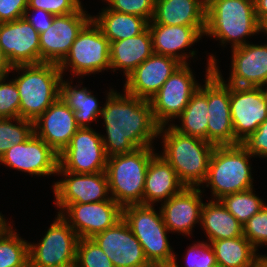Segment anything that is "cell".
Segmentation results:
<instances>
[{"mask_svg":"<svg viewBox=\"0 0 267 267\" xmlns=\"http://www.w3.org/2000/svg\"><path fill=\"white\" fill-rule=\"evenodd\" d=\"M232 71L228 85L261 87L267 82V44L249 42L232 50Z\"/></svg>","mask_w":267,"mask_h":267,"instance_id":"22","label":"cell"},{"mask_svg":"<svg viewBox=\"0 0 267 267\" xmlns=\"http://www.w3.org/2000/svg\"><path fill=\"white\" fill-rule=\"evenodd\" d=\"M243 236L257 249L259 245H267V205L255 213L243 225Z\"/></svg>","mask_w":267,"mask_h":267,"instance_id":"37","label":"cell"},{"mask_svg":"<svg viewBox=\"0 0 267 267\" xmlns=\"http://www.w3.org/2000/svg\"><path fill=\"white\" fill-rule=\"evenodd\" d=\"M12 68V64L9 62L0 45V78L7 77L9 72L12 71Z\"/></svg>","mask_w":267,"mask_h":267,"instance_id":"45","label":"cell"},{"mask_svg":"<svg viewBox=\"0 0 267 267\" xmlns=\"http://www.w3.org/2000/svg\"><path fill=\"white\" fill-rule=\"evenodd\" d=\"M188 65L181 64L150 99L154 119L160 127L178 118L199 89Z\"/></svg>","mask_w":267,"mask_h":267,"instance_id":"10","label":"cell"},{"mask_svg":"<svg viewBox=\"0 0 267 267\" xmlns=\"http://www.w3.org/2000/svg\"><path fill=\"white\" fill-rule=\"evenodd\" d=\"M108 9L120 13L137 15L145 18L148 22L154 15L155 0H106Z\"/></svg>","mask_w":267,"mask_h":267,"instance_id":"39","label":"cell"},{"mask_svg":"<svg viewBox=\"0 0 267 267\" xmlns=\"http://www.w3.org/2000/svg\"><path fill=\"white\" fill-rule=\"evenodd\" d=\"M213 267H222L221 265H218V264H216L215 266H213Z\"/></svg>","mask_w":267,"mask_h":267,"instance_id":"54","label":"cell"},{"mask_svg":"<svg viewBox=\"0 0 267 267\" xmlns=\"http://www.w3.org/2000/svg\"><path fill=\"white\" fill-rule=\"evenodd\" d=\"M153 146L108 157L105 173L111 198L122 208L143 205L145 176L150 159L155 155Z\"/></svg>","mask_w":267,"mask_h":267,"instance_id":"5","label":"cell"},{"mask_svg":"<svg viewBox=\"0 0 267 267\" xmlns=\"http://www.w3.org/2000/svg\"><path fill=\"white\" fill-rule=\"evenodd\" d=\"M58 66L62 74L71 66L75 76L110 69V42L93 20L81 30Z\"/></svg>","mask_w":267,"mask_h":267,"instance_id":"8","label":"cell"},{"mask_svg":"<svg viewBox=\"0 0 267 267\" xmlns=\"http://www.w3.org/2000/svg\"><path fill=\"white\" fill-rule=\"evenodd\" d=\"M66 179L54 183L55 204L62 211L68 204L94 203L109 200V185L105 171L92 174H79L57 171Z\"/></svg>","mask_w":267,"mask_h":267,"instance_id":"16","label":"cell"},{"mask_svg":"<svg viewBox=\"0 0 267 267\" xmlns=\"http://www.w3.org/2000/svg\"><path fill=\"white\" fill-rule=\"evenodd\" d=\"M81 6L80 0H28V8L42 9L55 16L74 13Z\"/></svg>","mask_w":267,"mask_h":267,"instance_id":"41","label":"cell"},{"mask_svg":"<svg viewBox=\"0 0 267 267\" xmlns=\"http://www.w3.org/2000/svg\"><path fill=\"white\" fill-rule=\"evenodd\" d=\"M107 154L101 135L91 127L79 128L59 154L57 171L92 174L105 171Z\"/></svg>","mask_w":267,"mask_h":267,"instance_id":"11","label":"cell"},{"mask_svg":"<svg viewBox=\"0 0 267 267\" xmlns=\"http://www.w3.org/2000/svg\"><path fill=\"white\" fill-rule=\"evenodd\" d=\"M4 216L0 213V221H5L6 219L3 218Z\"/></svg>","mask_w":267,"mask_h":267,"instance_id":"53","label":"cell"},{"mask_svg":"<svg viewBox=\"0 0 267 267\" xmlns=\"http://www.w3.org/2000/svg\"><path fill=\"white\" fill-rule=\"evenodd\" d=\"M122 218L140 242L148 262L153 267H170L175 253L169 245L167 229L161 211L153 205H127L122 208Z\"/></svg>","mask_w":267,"mask_h":267,"instance_id":"7","label":"cell"},{"mask_svg":"<svg viewBox=\"0 0 267 267\" xmlns=\"http://www.w3.org/2000/svg\"><path fill=\"white\" fill-rule=\"evenodd\" d=\"M254 0H212L206 6L204 35L232 42V49L247 44L244 37L260 32Z\"/></svg>","mask_w":267,"mask_h":267,"instance_id":"3","label":"cell"},{"mask_svg":"<svg viewBox=\"0 0 267 267\" xmlns=\"http://www.w3.org/2000/svg\"><path fill=\"white\" fill-rule=\"evenodd\" d=\"M124 93L110 89L100 114L107 133L101 136L107 157L152 146L159 134L150 100Z\"/></svg>","mask_w":267,"mask_h":267,"instance_id":"1","label":"cell"},{"mask_svg":"<svg viewBox=\"0 0 267 267\" xmlns=\"http://www.w3.org/2000/svg\"><path fill=\"white\" fill-rule=\"evenodd\" d=\"M187 264L184 267H213L216 263V257L211 244L199 242L189 247L186 255ZM177 258L174 260L170 267H179Z\"/></svg>","mask_w":267,"mask_h":267,"instance_id":"40","label":"cell"},{"mask_svg":"<svg viewBox=\"0 0 267 267\" xmlns=\"http://www.w3.org/2000/svg\"><path fill=\"white\" fill-rule=\"evenodd\" d=\"M79 237L60 214L40 243H29V267H60L76 260Z\"/></svg>","mask_w":267,"mask_h":267,"instance_id":"9","label":"cell"},{"mask_svg":"<svg viewBox=\"0 0 267 267\" xmlns=\"http://www.w3.org/2000/svg\"><path fill=\"white\" fill-rule=\"evenodd\" d=\"M251 155L240 143L215 146L204 183L211 185L216 200L223 196L253 188L249 158Z\"/></svg>","mask_w":267,"mask_h":267,"instance_id":"6","label":"cell"},{"mask_svg":"<svg viewBox=\"0 0 267 267\" xmlns=\"http://www.w3.org/2000/svg\"><path fill=\"white\" fill-rule=\"evenodd\" d=\"M31 10H33V15L29 16V12ZM34 12H36V13L34 14ZM23 17L40 34L44 31H46L52 25L55 15H53V14H51L45 10H42V9L27 8L26 11L24 12Z\"/></svg>","mask_w":267,"mask_h":267,"instance_id":"44","label":"cell"},{"mask_svg":"<svg viewBox=\"0 0 267 267\" xmlns=\"http://www.w3.org/2000/svg\"><path fill=\"white\" fill-rule=\"evenodd\" d=\"M0 78V118L19 117L20 94L14 80Z\"/></svg>","mask_w":267,"mask_h":267,"instance_id":"38","label":"cell"},{"mask_svg":"<svg viewBox=\"0 0 267 267\" xmlns=\"http://www.w3.org/2000/svg\"><path fill=\"white\" fill-rule=\"evenodd\" d=\"M219 200L242 225L265 205V202L253 193V188L225 195Z\"/></svg>","mask_w":267,"mask_h":267,"instance_id":"34","label":"cell"},{"mask_svg":"<svg viewBox=\"0 0 267 267\" xmlns=\"http://www.w3.org/2000/svg\"><path fill=\"white\" fill-rule=\"evenodd\" d=\"M230 112L237 145L267 119V102L261 88L230 85Z\"/></svg>","mask_w":267,"mask_h":267,"instance_id":"15","label":"cell"},{"mask_svg":"<svg viewBox=\"0 0 267 267\" xmlns=\"http://www.w3.org/2000/svg\"><path fill=\"white\" fill-rule=\"evenodd\" d=\"M0 267H29V243L8 223L0 230Z\"/></svg>","mask_w":267,"mask_h":267,"instance_id":"33","label":"cell"},{"mask_svg":"<svg viewBox=\"0 0 267 267\" xmlns=\"http://www.w3.org/2000/svg\"><path fill=\"white\" fill-rule=\"evenodd\" d=\"M256 267H267V258H264Z\"/></svg>","mask_w":267,"mask_h":267,"instance_id":"50","label":"cell"},{"mask_svg":"<svg viewBox=\"0 0 267 267\" xmlns=\"http://www.w3.org/2000/svg\"><path fill=\"white\" fill-rule=\"evenodd\" d=\"M1 164L31 175L57 174L59 154L34 133L23 143L12 145L1 157Z\"/></svg>","mask_w":267,"mask_h":267,"instance_id":"17","label":"cell"},{"mask_svg":"<svg viewBox=\"0 0 267 267\" xmlns=\"http://www.w3.org/2000/svg\"><path fill=\"white\" fill-rule=\"evenodd\" d=\"M209 56L204 86H199V89L191 96L189 103L179 116L182 125L171 124L181 134L198 137L206 141L208 125V75L213 71V65L217 61L213 55Z\"/></svg>","mask_w":267,"mask_h":267,"instance_id":"27","label":"cell"},{"mask_svg":"<svg viewBox=\"0 0 267 267\" xmlns=\"http://www.w3.org/2000/svg\"><path fill=\"white\" fill-rule=\"evenodd\" d=\"M212 0H204L205 6H207Z\"/></svg>","mask_w":267,"mask_h":267,"instance_id":"52","label":"cell"},{"mask_svg":"<svg viewBox=\"0 0 267 267\" xmlns=\"http://www.w3.org/2000/svg\"><path fill=\"white\" fill-rule=\"evenodd\" d=\"M91 20L92 16L86 14L82 6L74 13L55 16L52 25L39 34L40 63L59 64Z\"/></svg>","mask_w":267,"mask_h":267,"instance_id":"14","label":"cell"},{"mask_svg":"<svg viewBox=\"0 0 267 267\" xmlns=\"http://www.w3.org/2000/svg\"><path fill=\"white\" fill-rule=\"evenodd\" d=\"M199 187H185L161 206L164 224L169 231L190 235L194 224L200 223L203 202Z\"/></svg>","mask_w":267,"mask_h":267,"instance_id":"23","label":"cell"},{"mask_svg":"<svg viewBox=\"0 0 267 267\" xmlns=\"http://www.w3.org/2000/svg\"><path fill=\"white\" fill-rule=\"evenodd\" d=\"M76 261L80 267H114L111 260L92 238H80Z\"/></svg>","mask_w":267,"mask_h":267,"instance_id":"36","label":"cell"},{"mask_svg":"<svg viewBox=\"0 0 267 267\" xmlns=\"http://www.w3.org/2000/svg\"><path fill=\"white\" fill-rule=\"evenodd\" d=\"M180 65L172 57L153 53L126 77L124 91L150 100Z\"/></svg>","mask_w":267,"mask_h":267,"instance_id":"21","label":"cell"},{"mask_svg":"<svg viewBox=\"0 0 267 267\" xmlns=\"http://www.w3.org/2000/svg\"><path fill=\"white\" fill-rule=\"evenodd\" d=\"M60 267H80L78 262L75 260L74 262L70 263V264H67V265H63V266H60Z\"/></svg>","mask_w":267,"mask_h":267,"instance_id":"48","label":"cell"},{"mask_svg":"<svg viewBox=\"0 0 267 267\" xmlns=\"http://www.w3.org/2000/svg\"><path fill=\"white\" fill-rule=\"evenodd\" d=\"M22 71L13 79L20 94L19 117L35 121L60 97L63 74L56 63L13 66Z\"/></svg>","mask_w":267,"mask_h":267,"instance_id":"4","label":"cell"},{"mask_svg":"<svg viewBox=\"0 0 267 267\" xmlns=\"http://www.w3.org/2000/svg\"><path fill=\"white\" fill-rule=\"evenodd\" d=\"M0 45L12 66L40 63L39 33L24 17L0 23Z\"/></svg>","mask_w":267,"mask_h":267,"instance_id":"19","label":"cell"},{"mask_svg":"<svg viewBox=\"0 0 267 267\" xmlns=\"http://www.w3.org/2000/svg\"><path fill=\"white\" fill-rule=\"evenodd\" d=\"M216 263L222 267H256L265 255H257L253 245L242 235L210 242Z\"/></svg>","mask_w":267,"mask_h":267,"instance_id":"30","label":"cell"},{"mask_svg":"<svg viewBox=\"0 0 267 267\" xmlns=\"http://www.w3.org/2000/svg\"><path fill=\"white\" fill-rule=\"evenodd\" d=\"M99 14L92 20L110 43L138 36L148 28L149 22L137 15L116 12L108 7Z\"/></svg>","mask_w":267,"mask_h":267,"instance_id":"31","label":"cell"},{"mask_svg":"<svg viewBox=\"0 0 267 267\" xmlns=\"http://www.w3.org/2000/svg\"><path fill=\"white\" fill-rule=\"evenodd\" d=\"M7 224V221H0V230Z\"/></svg>","mask_w":267,"mask_h":267,"instance_id":"51","label":"cell"},{"mask_svg":"<svg viewBox=\"0 0 267 267\" xmlns=\"http://www.w3.org/2000/svg\"><path fill=\"white\" fill-rule=\"evenodd\" d=\"M165 127L161 126L158 134L161 136L163 133L164 151L161 156L186 187H200L207 178L215 145L198 137L181 134L172 125L167 129Z\"/></svg>","mask_w":267,"mask_h":267,"instance_id":"2","label":"cell"},{"mask_svg":"<svg viewBox=\"0 0 267 267\" xmlns=\"http://www.w3.org/2000/svg\"><path fill=\"white\" fill-rule=\"evenodd\" d=\"M266 85H267V82L264 83L260 88H261V90H262V92H263V94H264L265 100H266V102H267V89H266V88L263 89L264 86H266Z\"/></svg>","mask_w":267,"mask_h":267,"instance_id":"49","label":"cell"},{"mask_svg":"<svg viewBox=\"0 0 267 267\" xmlns=\"http://www.w3.org/2000/svg\"><path fill=\"white\" fill-rule=\"evenodd\" d=\"M207 142L215 146L235 145L230 112V85L223 80L217 62L208 75Z\"/></svg>","mask_w":267,"mask_h":267,"instance_id":"12","label":"cell"},{"mask_svg":"<svg viewBox=\"0 0 267 267\" xmlns=\"http://www.w3.org/2000/svg\"><path fill=\"white\" fill-rule=\"evenodd\" d=\"M254 156L267 157V119L241 143Z\"/></svg>","mask_w":267,"mask_h":267,"instance_id":"42","label":"cell"},{"mask_svg":"<svg viewBox=\"0 0 267 267\" xmlns=\"http://www.w3.org/2000/svg\"><path fill=\"white\" fill-rule=\"evenodd\" d=\"M65 80L60 84V98L73 110L75 120L80 128H89V122L96 121L102 108L94 95L87 88L79 89ZM89 124V125H88Z\"/></svg>","mask_w":267,"mask_h":267,"instance_id":"32","label":"cell"},{"mask_svg":"<svg viewBox=\"0 0 267 267\" xmlns=\"http://www.w3.org/2000/svg\"><path fill=\"white\" fill-rule=\"evenodd\" d=\"M204 0H155L154 15L148 24L205 27Z\"/></svg>","mask_w":267,"mask_h":267,"instance_id":"26","label":"cell"},{"mask_svg":"<svg viewBox=\"0 0 267 267\" xmlns=\"http://www.w3.org/2000/svg\"><path fill=\"white\" fill-rule=\"evenodd\" d=\"M92 239L108 256L114 267H153L123 218Z\"/></svg>","mask_w":267,"mask_h":267,"instance_id":"18","label":"cell"},{"mask_svg":"<svg viewBox=\"0 0 267 267\" xmlns=\"http://www.w3.org/2000/svg\"><path fill=\"white\" fill-rule=\"evenodd\" d=\"M185 187L171 165L161 155L155 153L150 159L145 176L143 205H153L163 200L165 202Z\"/></svg>","mask_w":267,"mask_h":267,"instance_id":"25","label":"cell"},{"mask_svg":"<svg viewBox=\"0 0 267 267\" xmlns=\"http://www.w3.org/2000/svg\"><path fill=\"white\" fill-rule=\"evenodd\" d=\"M154 53L149 28L138 36L110 43V69H122L127 77Z\"/></svg>","mask_w":267,"mask_h":267,"instance_id":"28","label":"cell"},{"mask_svg":"<svg viewBox=\"0 0 267 267\" xmlns=\"http://www.w3.org/2000/svg\"><path fill=\"white\" fill-rule=\"evenodd\" d=\"M152 37L153 51L155 54L169 56L181 64H188L187 58L196 55L195 51L178 53L184 48L191 47L192 44L200 40L204 35L205 27L191 26H167L164 24H148ZM187 61V62H186Z\"/></svg>","mask_w":267,"mask_h":267,"instance_id":"24","label":"cell"},{"mask_svg":"<svg viewBox=\"0 0 267 267\" xmlns=\"http://www.w3.org/2000/svg\"><path fill=\"white\" fill-rule=\"evenodd\" d=\"M254 3L257 19L261 23L267 18V0H254Z\"/></svg>","mask_w":267,"mask_h":267,"instance_id":"46","label":"cell"},{"mask_svg":"<svg viewBox=\"0 0 267 267\" xmlns=\"http://www.w3.org/2000/svg\"><path fill=\"white\" fill-rule=\"evenodd\" d=\"M15 122V124L12 123ZM33 121L17 118H0V157L15 144L26 141L32 134Z\"/></svg>","mask_w":267,"mask_h":267,"instance_id":"35","label":"cell"},{"mask_svg":"<svg viewBox=\"0 0 267 267\" xmlns=\"http://www.w3.org/2000/svg\"><path fill=\"white\" fill-rule=\"evenodd\" d=\"M79 128L73 110L60 97L33 121L34 134L44 140L57 154L69 145Z\"/></svg>","mask_w":267,"mask_h":267,"instance_id":"20","label":"cell"},{"mask_svg":"<svg viewBox=\"0 0 267 267\" xmlns=\"http://www.w3.org/2000/svg\"><path fill=\"white\" fill-rule=\"evenodd\" d=\"M260 32L267 33V18L261 22Z\"/></svg>","mask_w":267,"mask_h":267,"instance_id":"47","label":"cell"},{"mask_svg":"<svg viewBox=\"0 0 267 267\" xmlns=\"http://www.w3.org/2000/svg\"><path fill=\"white\" fill-rule=\"evenodd\" d=\"M28 8V0H0V23L22 18Z\"/></svg>","mask_w":267,"mask_h":267,"instance_id":"43","label":"cell"},{"mask_svg":"<svg viewBox=\"0 0 267 267\" xmlns=\"http://www.w3.org/2000/svg\"><path fill=\"white\" fill-rule=\"evenodd\" d=\"M58 214L75 231L79 239L93 238L122 219V207L110 198L94 203L68 204Z\"/></svg>","mask_w":267,"mask_h":267,"instance_id":"13","label":"cell"},{"mask_svg":"<svg viewBox=\"0 0 267 267\" xmlns=\"http://www.w3.org/2000/svg\"><path fill=\"white\" fill-rule=\"evenodd\" d=\"M200 224L210 242L243 235V225L215 198L203 203Z\"/></svg>","mask_w":267,"mask_h":267,"instance_id":"29","label":"cell"}]
</instances>
